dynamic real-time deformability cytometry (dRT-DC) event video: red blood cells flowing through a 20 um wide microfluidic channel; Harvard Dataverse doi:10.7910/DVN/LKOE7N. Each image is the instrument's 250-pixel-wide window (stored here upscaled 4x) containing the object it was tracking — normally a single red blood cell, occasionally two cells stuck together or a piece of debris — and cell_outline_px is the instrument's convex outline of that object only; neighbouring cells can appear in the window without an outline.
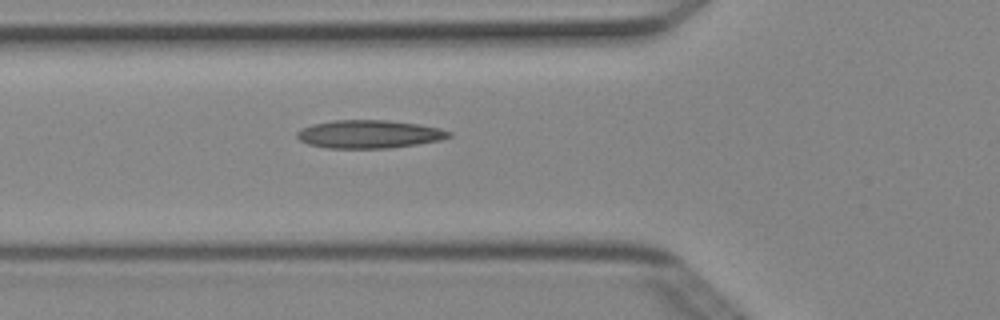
{"species": "Egyptian fruit bat (a non-hibernating species)", "species_latin": "Rousettus aegyptiacus", "temperature_condition": "cold", "stored_images_in_passage": 4, "camera_frame_rate_fps": 3000, "um_per_image_px": 0.085, "animal": {"sex": "female"}, "frame": {"image": 1, "passage_image": 4, "time_ms": 1.0, "image_size_px": [1000, 320], "cell_outline_px": [[452, 136], [440, 140], [416, 144], [388, 148], [324, 148], [308, 144], [300, 140], [296, 136], [296, 132], [300, 128], [312, 124], [332, 120], [384, 120], [420, 124], [440, 128], [452, 132]], "centroid_in_image_um": [31.35, 11.4], "position_along_channel_um": 94.4, "area_um2": 25.03}}